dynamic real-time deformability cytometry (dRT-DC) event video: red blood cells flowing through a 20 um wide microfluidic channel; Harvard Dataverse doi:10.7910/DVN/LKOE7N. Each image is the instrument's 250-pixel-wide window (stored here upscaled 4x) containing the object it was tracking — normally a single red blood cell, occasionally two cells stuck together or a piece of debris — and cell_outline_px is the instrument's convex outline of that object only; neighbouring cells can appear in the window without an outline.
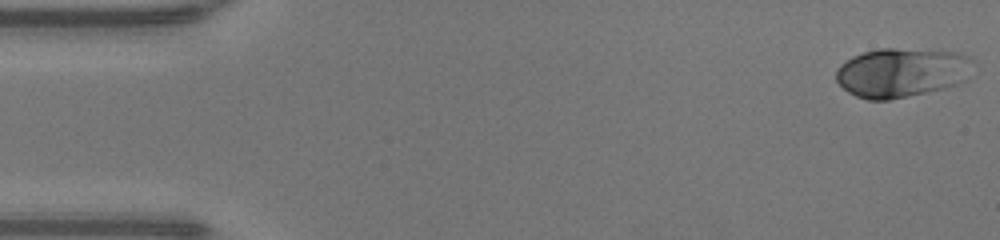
{"species": "human", "species_latin": "Homo sapiens", "temperature_condition": "warm", "stored_images_in_passage": 48, "camera_frame_rate_fps": 3000, "um_per_image_px": 0.085, "donor": {"sex": "male"}, "frame": {"image": 1, "passage_image": 1, "time_ms": 0.0, "image_size_px": [1000, 240], "cell_outline_px": [[972, 60], [968, 80], [960, 84], [908, 96], [888, 100], [868, 100], [856, 96], [848, 92], [836, 80], [836, 72], [840, 64], [852, 56], [864, 52], [880, 48], [896, 48], [956, 52], [968, 56]], "centroid_in_image_um": [76.63, 6.16], "position_along_channel_um": 8.4, "area_um2": 39.36}}
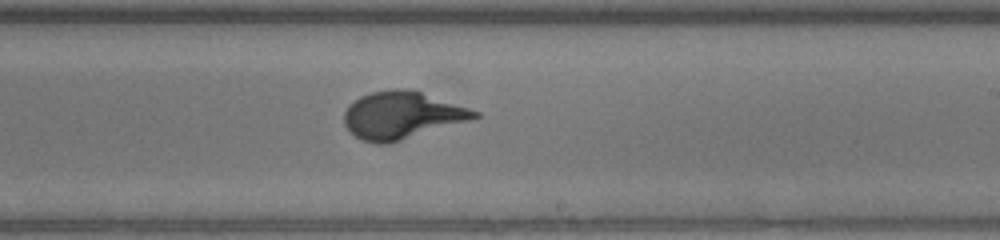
{"frame": {"image": 2, "passage_image": 28, "time_ms": 9.0, "image_size_px": [1000, 240], "cell_outline_px": [[480, 116], [468, 120], [388, 144], [376, 144], [360, 140], [348, 132], [344, 124], [344, 112], [348, 104], [360, 96], [372, 92], [392, 88], [412, 88], [480, 112]], "centroid_in_image_um": [34.09, 9.78], "position_along_channel_um": 254.9, "area_um2": 36.13}}
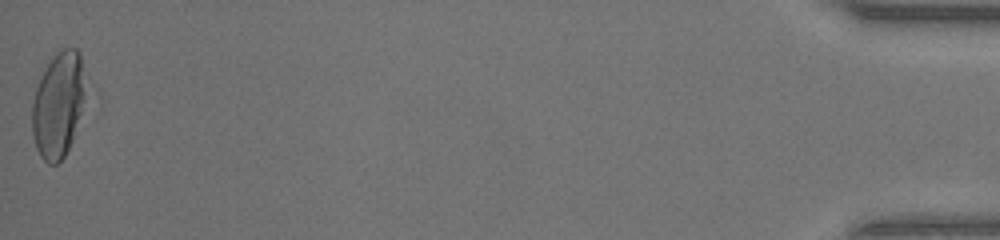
{"frame": {"image": 3, "passage_image": 48, "time_ms": 15.667, "image_size_px": [1000, 240], "cell_outline_px": [[104, 100], [64, 156], [56, 164], [48, 164], [40, 156], [36, 148], [32, 136], [32, 100], [36, 88], [48, 64], [56, 52], [64, 48], [76, 48], [80, 52]], "centroid_in_image_um": [5.36, 8.87], "position_along_channel_um": 429.8, "area_um2": 39.13}}